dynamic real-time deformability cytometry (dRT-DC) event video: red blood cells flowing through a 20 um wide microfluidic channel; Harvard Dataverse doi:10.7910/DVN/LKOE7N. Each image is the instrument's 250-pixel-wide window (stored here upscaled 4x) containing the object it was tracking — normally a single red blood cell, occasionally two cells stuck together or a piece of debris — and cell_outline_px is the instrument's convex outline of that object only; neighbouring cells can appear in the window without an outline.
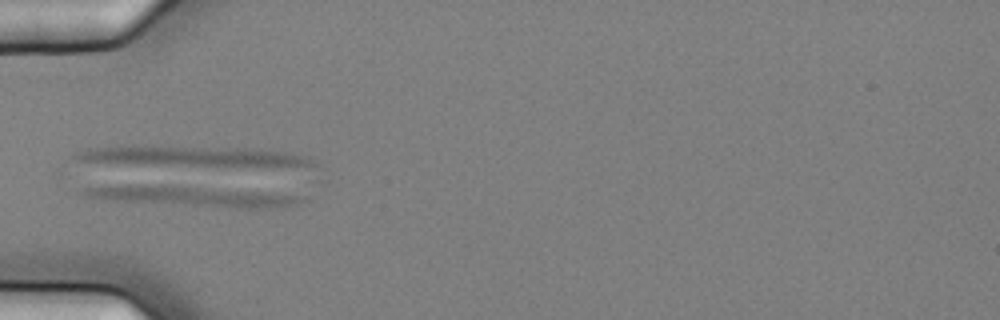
{"species": "common noctule bat (a hibernating species)", "species_latin": "Nyctalus noctula", "temperature_condition": "cold", "stored_images_in_passage": 5, "camera_frame_rate_fps": 3000, "um_per_image_px": 0.085, "animal": {"sex": "female", "body_mass_g": 25.1}, "frame": {"image": 1, "passage_image": 5, "time_ms": 1.333, "image_size_px": [1000, 320], "cell_outline_px": [[308, 200], [296, 204], [268, 208], [232, 208], [108, 200], [88, 196], [76, 192], [84, 188], [136, 184], [164, 184], [308, 196]], "centroid_in_image_um": [16.35, 16.67], "position_along_channel_um": 68.6, "area_um2": 25.72}}